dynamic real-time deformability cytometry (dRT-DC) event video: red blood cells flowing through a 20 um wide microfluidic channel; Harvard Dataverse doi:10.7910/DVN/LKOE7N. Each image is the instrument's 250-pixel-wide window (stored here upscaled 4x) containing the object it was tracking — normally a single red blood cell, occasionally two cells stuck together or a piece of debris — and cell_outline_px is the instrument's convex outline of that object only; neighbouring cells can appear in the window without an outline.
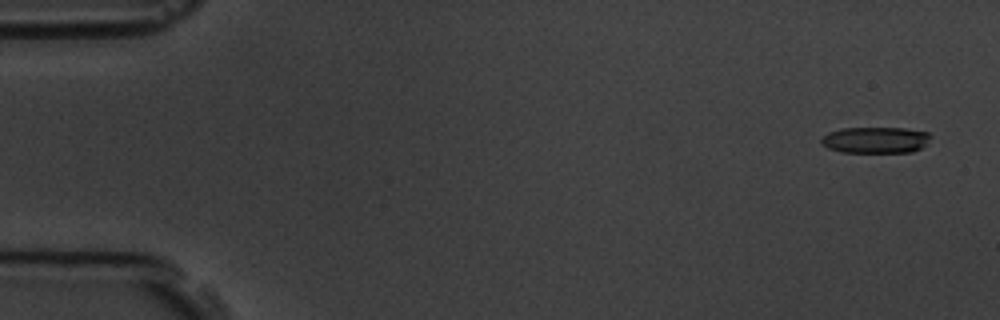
{"species": "common noctule bat (a hibernating species)", "species_latin": "Nyctalus noctula", "temperature_condition": "room temperature", "stored_images_in_passage": 11, "camera_frame_rate_fps": 3000, "um_per_image_px": 0.085, "animal": {"sex": "male", "body_mass_g": 19.5, "forearm_length_mm": 54.6}, "frame": {"image": 1, "passage_image": 1, "time_ms": 0.0, "image_size_px": [1000, 320], "cell_outline_px": [[932, 136], [928, 144], [912, 152], [840, 152], [828, 148], [820, 144], [820, 140], [828, 132], [840, 128], [904, 128], [928, 132]], "centroid_in_image_um": [74.42, 11.9], "position_along_channel_um": 10.6, "area_um2": 16.94}}
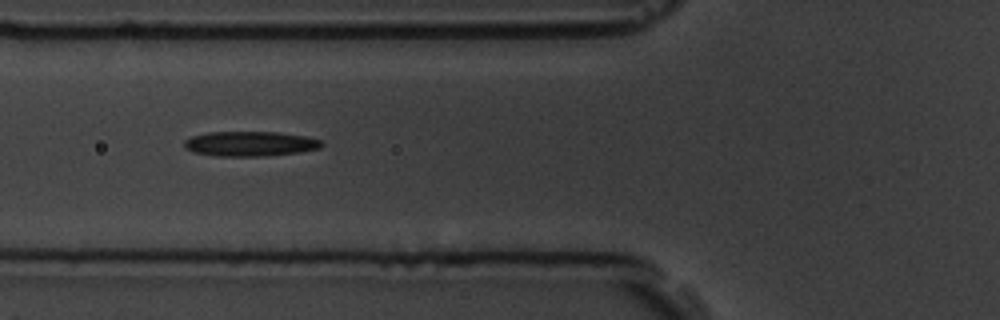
{"frame": {"image": 2, "passage_image": 6, "time_ms": 6.333, "image_size_px": [1000, 320], "cell_outline_px": [[324, 144], [320, 148], [300, 152], [264, 156], [216, 156], [192, 152], [184, 148], [184, 140], [192, 136], [208, 132], [280, 132], [304, 136], [320, 140]], "centroid_in_image_um": [21.23, 12.22], "position_along_channel_um": 104.6, "area_um2": 20.0}}
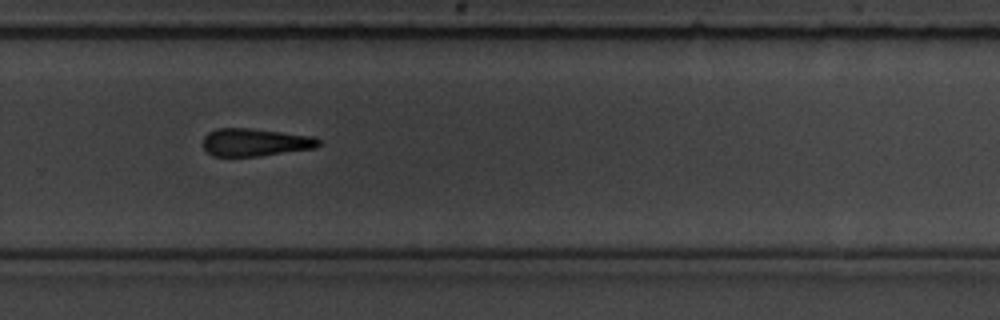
{"frame": {"image": 3, "passage_image": 11, "time_ms": 12.0, "image_size_px": [1000, 320], "cell_outline_px": [[320, 144], [316, 148], [260, 156], [212, 156], [204, 148], [204, 136], [208, 132], [216, 128], [248, 128], [312, 136], [320, 140]], "centroid_in_image_um": [21.68, 12.1], "position_along_channel_um": 308.1, "area_um2": 18.61}}